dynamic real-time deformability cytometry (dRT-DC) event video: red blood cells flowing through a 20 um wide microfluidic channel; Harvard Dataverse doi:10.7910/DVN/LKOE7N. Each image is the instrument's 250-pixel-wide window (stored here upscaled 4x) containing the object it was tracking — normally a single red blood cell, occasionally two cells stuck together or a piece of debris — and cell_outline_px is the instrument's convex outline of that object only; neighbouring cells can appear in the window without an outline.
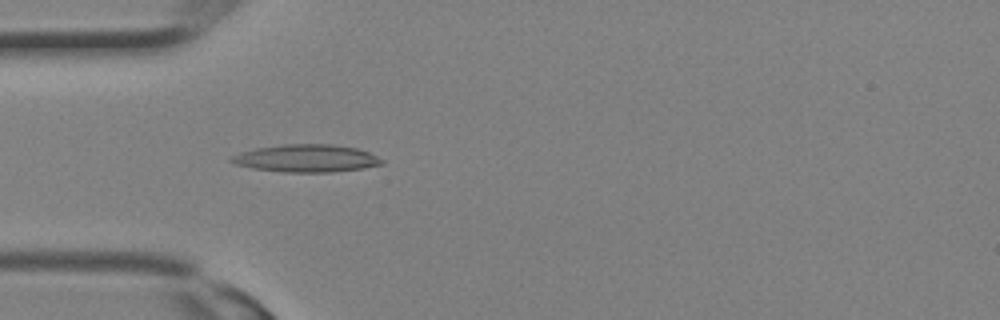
{"species": "Egyptian fruit bat (a non-hibernating species)", "species_latin": "Rousettus aegyptiacus", "temperature_condition": "room temperature", "stored_images_in_passage": 3, "camera_frame_rate_fps": 3000, "um_per_image_px": 0.085, "animal": {"sex": "female"}, "frame": {"image": 1, "passage_image": 1, "time_ms": 0.0, "image_size_px": [1000, 320], "cell_outline_px": [[384, 164], [364, 168], [332, 172], [284, 172], [252, 168], [236, 164], [228, 160], [232, 156], [240, 152], [256, 148], [284, 144], [332, 144], [356, 148], [368, 152], [384, 160]], "centroid_in_image_um": [26.05, 13.46], "position_along_channel_um": 59.0, "area_um2": 24.16}}
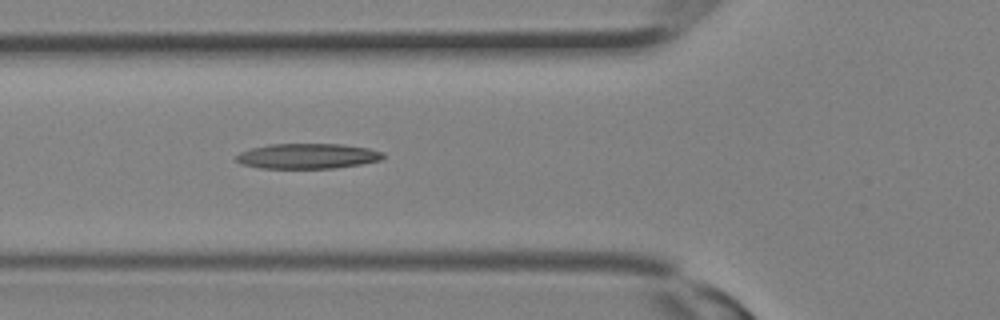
{"frame": {"image": 2, "passage_image": 3, "time_ms": 0.667, "image_size_px": [1000, 320], "cell_outline_px": [[384, 156], [380, 160], [360, 164], [336, 168], [260, 168], [240, 164], [236, 160], [236, 156], [240, 152], [252, 148], [268, 144], [340, 144], [368, 148], [384, 152]], "centroid_in_image_um": [26.13, 13.27], "position_along_channel_um": 99.7, "area_um2": 21.56}}